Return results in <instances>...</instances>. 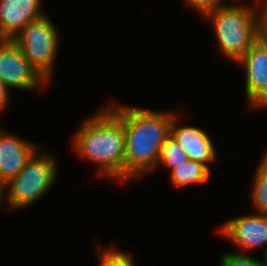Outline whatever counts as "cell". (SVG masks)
Returning a JSON list of instances; mask_svg holds the SVG:
<instances>
[{
    "mask_svg": "<svg viewBox=\"0 0 267 266\" xmlns=\"http://www.w3.org/2000/svg\"><path fill=\"white\" fill-rule=\"evenodd\" d=\"M169 173L170 184L176 189H184L191 184L207 183L212 172L206 164L188 159Z\"/></svg>",
    "mask_w": 267,
    "mask_h": 266,
    "instance_id": "7c38bea8",
    "label": "cell"
},
{
    "mask_svg": "<svg viewBox=\"0 0 267 266\" xmlns=\"http://www.w3.org/2000/svg\"><path fill=\"white\" fill-rule=\"evenodd\" d=\"M188 160V155L180 144L170 135L164 142L157 166H163L168 171L178 167Z\"/></svg>",
    "mask_w": 267,
    "mask_h": 266,
    "instance_id": "5bb4252c",
    "label": "cell"
},
{
    "mask_svg": "<svg viewBox=\"0 0 267 266\" xmlns=\"http://www.w3.org/2000/svg\"><path fill=\"white\" fill-rule=\"evenodd\" d=\"M75 133L71 140L73 151L97 166L96 176L123 183L125 130L120 118L108 106H101L81 122Z\"/></svg>",
    "mask_w": 267,
    "mask_h": 266,
    "instance_id": "7a4b0ae2",
    "label": "cell"
},
{
    "mask_svg": "<svg viewBox=\"0 0 267 266\" xmlns=\"http://www.w3.org/2000/svg\"><path fill=\"white\" fill-rule=\"evenodd\" d=\"M262 159L267 163V150L263 154Z\"/></svg>",
    "mask_w": 267,
    "mask_h": 266,
    "instance_id": "cb8c5ba5",
    "label": "cell"
},
{
    "mask_svg": "<svg viewBox=\"0 0 267 266\" xmlns=\"http://www.w3.org/2000/svg\"><path fill=\"white\" fill-rule=\"evenodd\" d=\"M219 266H264L262 260L241 252H225Z\"/></svg>",
    "mask_w": 267,
    "mask_h": 266,
    "instance_id": "2e32d148",
    "label": "cell"
},
{
    "mask_svg": "<svg viewBox=\"0 0 267 266\" xmlns=\"http://www.w3.org/2000/svg\"><path fill=\"white\" fill-rule=\"evenodd\" d=\"M11 90L0 80V115L9 105Z\"/></svg>",
    "mask_w": 267,
    "mask_h": 266,
    "instance_id": "ac0fdd59",
    "label": "cell"
},
{
    "mask_svg": "<svg viewBox=\"0 0 267 266\" xmlns=\"http://www.w3.org/2000/svg\"><path fill=\"white\" fill-rule=\"evenodd\" d=\"M221 237L234 243L241 253L267 247V214L241 215L224 222L218 230Z\"/></svg>",
    "mask_w": 267,
    "mask_h": 266,
    "instance_id": "52a82bcc",
    "label": "cell"
},
{
    "mask_svg": "<svg viewBox=\"0 0 267 266\" xmlns=\"http://www.w3.org/2000/svg\"><path fill=\"white\" fill-rule=\"evenodd\" d=\"M253 176L250 196L254 212L267 214V163L262 158Z\"/></svg>",
    "mask_w": 267,
    "mask_h": 266,
    "instance_id": "4fadbf2b",
    "label": "cell"
},
{
    "mask_svg": "<svg viewBox=\"0 0 267 266\" xmlns=\"http://www.w3.org/2000/svg\"><path fill=\"white\" fill-rule=\"evenodd\" d=\"M262 9L267 13V0H261Z\"/></svg>",
    "mask_w": 267,
    "mask_h": 266,
    "instance_id": "603a6c76",
    "label": "cell"
},
{
    "mask_svg": "<svg viewBox=\"0 0 267 266\" xmlns=\"http://www.w3.org/2000/svg\"><path fill=\"white\" fill-rule=\"evenodd\" d=\"M233 1L234 3L210 10L203 19L212 22L222 55L237 63L259 39L262 3L261 0H253L249 5H243Z\"/></svg>",
    "mask_w": 267,
    "mask_h": 266,
    "instance_id": "3957f363",
    "label": "cell"
},
{
    "mask_svg": "<svg viewBox=\"0 0 267 266\" xmlns=\"http://www.w3.org/2000/svg\"><path fill=\"white\" fill-rule=\"evenodd\" d=\"M60 32L47 14L30 22L11 40L36 71L50 83L60 44Z\"/></svg>",
    "mask_w": 267,
    "mask_h": 266,
    "instance_id": "5b68a950",
    "label": "cell"
},
{
    "mask_svg": "<svg viewBox=\"0 0 267 266\" xmlns=\"http://www.w3.org/2000/svg\"><path fill=\"white\" fill-rule=\"evenodd\" d=\"M259 38L267 45V13L263 9L259 20Z\"/></svg>",
    "mask_w": 267,
    "mask_h": 266,
    "instance_id": "d6986e66",
    "label": "cell"
},
{
    "mask_svg": "<svg viewBox=\"0 0 267 266\" xmlns=\"http://www.w3.org/2000/svg\"><path fill=\"white\" fill-rule=\"evenodd\" d=\"M43 0H0V39H12L46 13ZM43 10V11H42Z\"/></svg>",
    "mask_w": 267,
    "mask_h": 266,
    "instance_id": "30bf717a",
    "label": "cell"
},
{
    "mask_svg": "<svg viewBox=\"0 0 267 266\" xmlns=\"http://www.w3.org/2000/svg\"><path fill=\"white\" fill-rule=\"evenodd\" d=\"M185 5L197 11L196 13H200L202 17L212 9H216L218 7H222L227 5L226 0H183ZM232 1V0H230Z\"/></svg>",
    "mask_w": 267,
    "mask_h": 266,
    "instance_id": "e0dca14e",
    "label": "cell"
},
{
    "mask_svg": "<svg viewBox=\"0 0 267 266\" xmlns=\"http://www.w3.org/2000/svg\"><path fill=\"white\" fill-rule=\"evenodd\" d=\"M267 109V94L263 96V98L253 107L255 109Z\"/></svg>",
    "mask_w": 267,
    "mask_h": 266,
    "instance_id": "ffe728a7",
    "label": "cell"
},
{
    "mask_svg": "<svg viewBox=\"0 0 267 266\" xmlns=\"http://www.w3.org/2000/svg\"><path fill=\"white\" fill-rule=\"evenodd\" d=\"M245 71V93L249 108L267 94V45L259 38L236 63Z\"/></svg>",
    "mask_w": 267,
    "mask_h": 266,
    "instance_id": "ba28073f",
    "label": "cell"
},
{
    "mask_svg": "<svg viewBox=\"0 0 267 266\" xmlns=\"http://www.w3.org/2000/svg\"><path fill=\"white\" fill-rule=\"evenodd\" d=\"M0 80L10 90L27 92L43 90L49 84L11 39H0Z\"/></svg>",
    "mask_w": 267,
    "mask_h": 266,
    "instance_id": "8992f818",
    "label": "cell"
},
{
    "mask_svg": "<svg viewBox=\"0 0 267 266\" xmlns=\"http://www.w3.org/2000/svg\"><path fill=\"white\" fill-rule=\"evenodd\" d=\"M57 161L54 153H42L39 148L24 168L4 184V206L13 211L22 210L42 199L58 179Z\"/></svg>",
    "mask_w": 267,
    "mask_h": 266,
    "instance_id": "277c9868",
    "label": "cell"
},
{
    "mask_svg": "<svg viewBox=\"0 0 267 266\" xmlns=\"http://www.w3.org/2000/svg\"><path fill=\"white\" fill-rule=\"evenodd\" d=\"M3 201H4V184L0 181V209L1 206H3Z\"/></svg>",
    "mask_w": 267,
    "mask_h": 266,
    "instance_id": "44dd1931",
    "label": "cell"
},
{
    "mask_svg": "<svg viewBox=\"0 0 267 266\" xmlns=\"http://www.w3.org/2000/svg\"><path fill=\"white\" fill-rule=\"evenodd\" d=\"M40 145L0 128V181L6 184L26 165Z\"/></svg>",
    "mask_w": 267,
    "mask_h": 266,
    "instance_id": "8fae6325",
    "label": "cell"
},
{
    "mask_svg": "<svg viewBox=\"0 0 267 266\" xmlns=\"http://www.w3.org/2000/svg\"><path fill=\"white\" fill-rule=\"evenodd\" d=\"M181 114L176 113L172 119L170 135L180 144L188 159L199 161L208 167L217 160L216 148L207 134L199 127L182 125ZM180 122V123H179ZM178 124H181L180 126Z\"/></svg>",
    "mask_w": 267,
    "mask_h": 266,
    "instance_id": "9c48e42d",
    "label": "cell"
},
{
    "mask_svg": "<svg viewBox=\"0 0 267 266\" xmlns=\"http://www.w3.org/2000/svg\"><path fill=\"white\" fill-rule=\"evenodd\" d=\"M98 246L96 250H98L99 266H136L132 253L118 249V247L116 249L114 244L109 247Z\"/></svg>",
    "mask_w": 267,
    "mask_h": 266,
    "instance_id": "9a60e30c",
    "label": "cell"
},
{
    "mask_svg": "<svg viewBox=\"0 0 267 266\" xmlns=\"http://www.w3.org/2000/svg\"><path fill=\"white\" fill-rule=\"evenodd\" d=\"M263 252V265L264 266H267V247L264 249V251H262Z\"/></svg>",
    "mask_w": 267,
    "mask_h": 266,
    "instance_id": "7402d4cb",
    "label": "cell"
},
{
    "mask_svg": "<svg viewBox=\"0 0 267 266\" xmlns=\"http://www.w3.org/2000/svg\"><path fill=\"white\" fill-rule=\"evenodd\" d=\"M107 106L120 118L125 130L124 183L156 170L177 111H153L116 102Z\"/></svg>",
    "mask_w": 267,
    "mask_h": 266,
    "instance_id": "6da1fadb",
    "label": "cell"
}]
</instances>
